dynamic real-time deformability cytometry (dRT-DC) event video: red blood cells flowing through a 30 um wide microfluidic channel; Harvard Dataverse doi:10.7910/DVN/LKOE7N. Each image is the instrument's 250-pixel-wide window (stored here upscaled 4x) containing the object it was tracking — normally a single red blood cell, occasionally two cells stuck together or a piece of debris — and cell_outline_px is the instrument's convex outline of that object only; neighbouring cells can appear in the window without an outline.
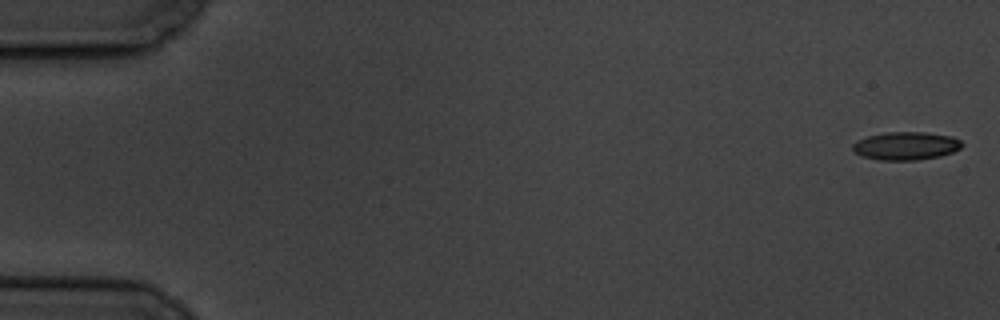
{"species": "common noctule bat (a hibernating species)", "species_latin": "Nyctalus noctula", "temperature_condition": "cold", "stored_images_in_passage": 8, "camera_frame_rate_fps": 3000, "um_per_image_px": 0.085, "animal": {"sex": "male", "body_mass_g": 19.5, "forearm_length_mm": 54.6}, "frame": {"image": 1, "passage_image": 1, "time_ms": 0.0, "image_size_px": [1000, 320], "cell_outline_px": [[964, 144], [960, 148], [952, 152], [940, 156], [916, 160], [880, 160], [860, 156], [852, 148], [852, 144], [856, 140], [868, 136], [884, 132], [924, 132], [952, 136], [960, 140]], "centroid_in_image_um": [76.99, 12.39], "position_along_channel_um": 8.0, "area_um2": 17.98}}
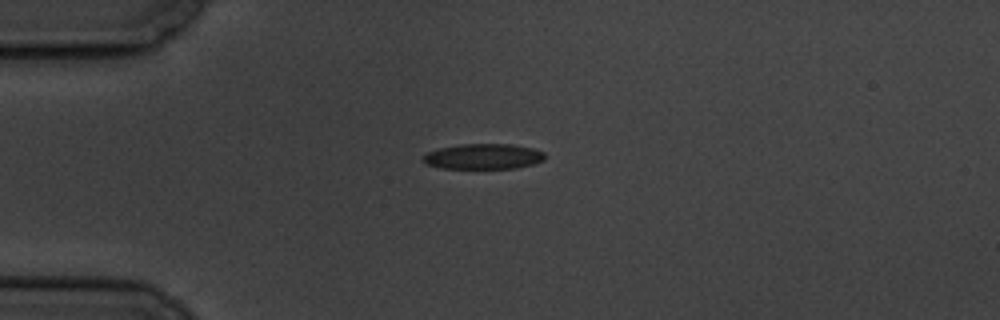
{"frame": {"image": 2, "passage_image": 5, "time_ms": 4.667, "image_size_px": [1000, 320], "cell_outline_px": [[544, 160], [532, 164], [516, 168], [440, 168], [428, 164], [420, 160], [428, 152], [440, 148], [460, 144], [512, 144], [532, 148], [544, 152]], "centroid_in_image_um": [41.08, 13.3], "position_along_channel_um": 43.9, "area_um2": 17.92}}
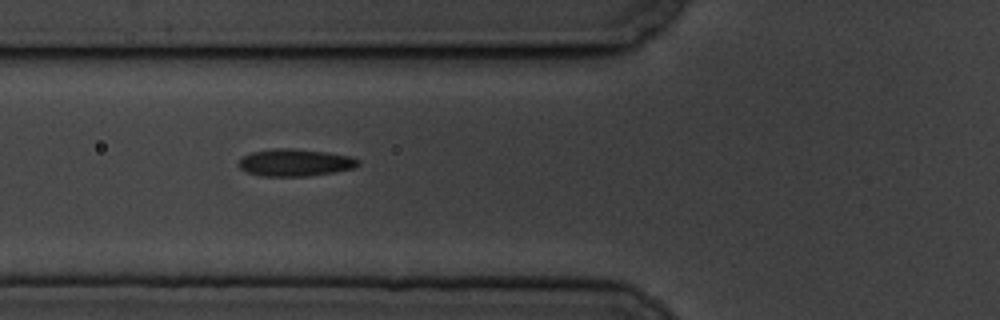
{"frame": {"image": 3, "passage_image": 7, "time_ms": 7.0, "image_size_px": [1000, 320], "cell_outline_px": [[360, 164], [352, 168], [332, 172], [308, 176], [260, 176], [244, 172], [236, 164], [244, 156], [252, 152], [280, 148], [292, 148], [328, 152], [352, 156], [360, 160]], "centroid_in_image_um": [25.07, 13.82], "position_along_channel_um": 100.7, "area_um2": 19.02}}